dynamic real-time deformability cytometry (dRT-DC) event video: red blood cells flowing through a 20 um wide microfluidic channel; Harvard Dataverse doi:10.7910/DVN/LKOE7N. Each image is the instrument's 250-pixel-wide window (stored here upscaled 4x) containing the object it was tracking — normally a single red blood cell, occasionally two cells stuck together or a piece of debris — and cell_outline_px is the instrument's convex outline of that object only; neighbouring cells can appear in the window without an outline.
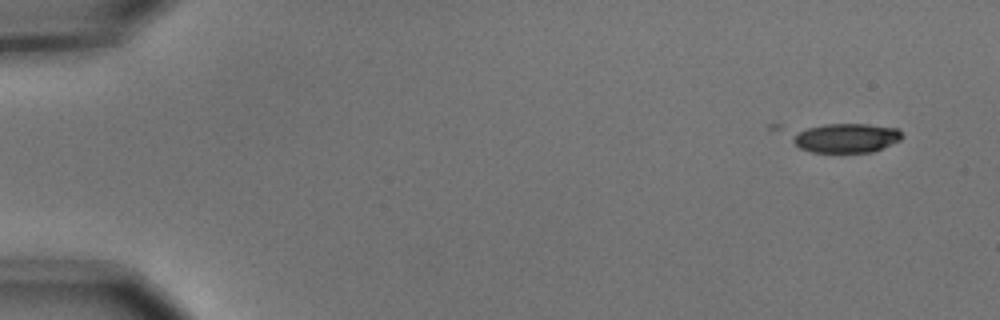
{"species": "common noctule bat (a hibernating species)", "species_latin": "Nyctalus noctula", "temperature_condition": "cold", "stored_images_in_passage": 6, "camera_frame_rate_fps": 3000, "um_per_image_px": 0.085, "animal": {"sex": "male", "body_mass_g": 15.6}, "frame": {"image": 1, "passage_image": 1, "time_ms": 0.0, "image_size_px": [1000, 320], "cell_outline_px": [[900, 140], [872, 152], [812, 152], [800, 148], [768, 128], [768, 124], [868, 124], [896, 128], [900, 132]], "centroid_in_image_um": [71.2, 11.63], "position_along_channel_um": 13.8, "area_um2": 21.5}}
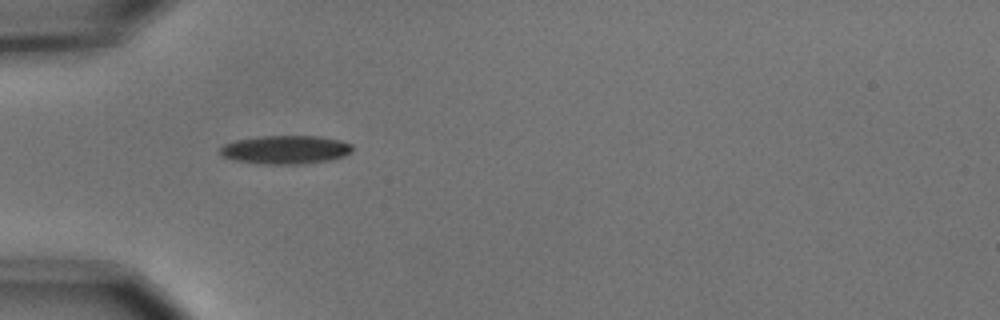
{"frame": {"image": 2, "passage_image": 5, "time_ms": 1.333, "image_size_px": [1000, 320], "cell_outline_px": [[352, 152], [344, 156], [328, 160], [300, 164], [268, 164], [236, 160], [224, 156], [220, 152], [220, 148], [224, 144], [236, 140], [260, 136], [316, 136], [340, 140], [352, 144]], "centroid_in_image_um": [24.3, 12.71], "position_along_channel_um": 60.7, "area_um2": 21.73}}
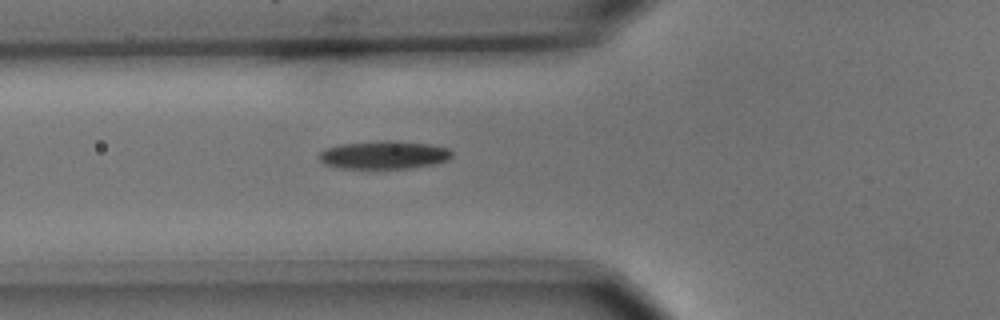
{"frame": {"image": 3, "passage_image": 6, "time_ms": 1.667, "image_size_px": [1000, 320], "cell_outline_px": [[452, 156], [448, 160], [432, 164], [408, 168], [340, 168], [324, 164], [320, 160], [320, 152], [324, 148], [340, 144], [380, 140], [392, 140], [428, 144], [448, 148], [452, 152]], "centroid_in_image_um": [32.61, 13.16], "position_along_channel_um": 93.2, "area_um2": 21.73}}